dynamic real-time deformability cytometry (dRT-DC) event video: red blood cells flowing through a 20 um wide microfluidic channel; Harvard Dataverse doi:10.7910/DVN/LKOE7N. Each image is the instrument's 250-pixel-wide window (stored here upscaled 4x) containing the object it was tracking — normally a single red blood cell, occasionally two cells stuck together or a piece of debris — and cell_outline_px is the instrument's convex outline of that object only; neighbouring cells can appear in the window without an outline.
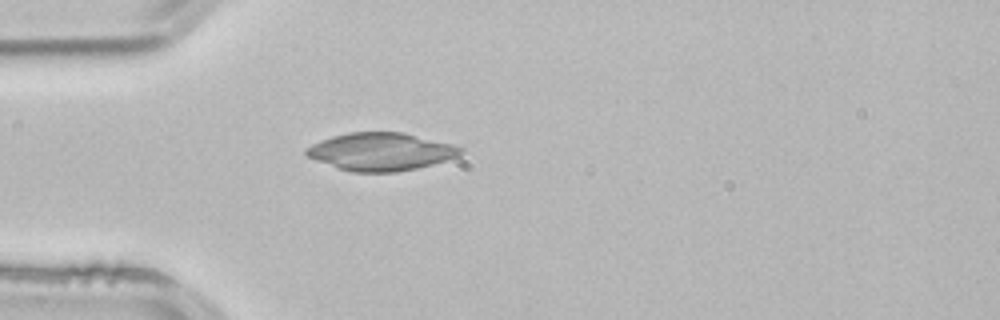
{"species": "common noctule bat (a hibernating species)", "species_latin": "Nyctalus noctula", "temperature_condition": "room temperature", "stored_images_in_passage": 1, "camera_frame_rate_fps": 3000, "um_per_image_px": 0.085, "animal": {"sex": "male", "body_mass_g": 21.5, "forearm_length_mm": 52.0}, "frame": {"image": 1, "passage_image": 1, "time_ms": 0.0, "image_size_px": [1000, 320], "cell_outline_px": [[464, 152], [460, 156], [432, 164], [416, 168], [396, 172], [352, 172], [316, 160], [308, 156], [304, 152], [304, 148], [320, 140], [332, 136], [348, 132], [404, 132], [452, 144], [464, 148]], "centroid_in_image_um": [32.39, 12.88], "position_along_channel_um": 52.6, "area_um2": 33.99}}